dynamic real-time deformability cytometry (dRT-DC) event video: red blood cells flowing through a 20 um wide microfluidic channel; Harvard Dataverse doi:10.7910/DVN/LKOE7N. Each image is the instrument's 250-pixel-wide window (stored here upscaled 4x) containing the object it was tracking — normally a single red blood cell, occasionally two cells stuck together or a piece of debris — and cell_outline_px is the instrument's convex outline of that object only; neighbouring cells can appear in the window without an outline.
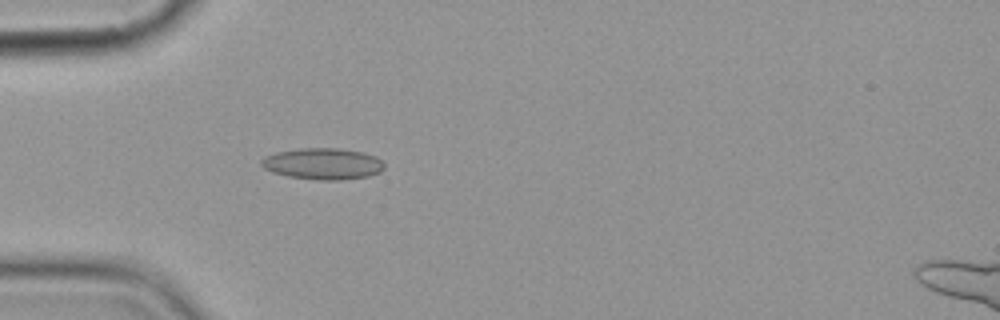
{"species": "common noctule bat (a hibernating species)", "species_latin": "Nyctalus noctula", "temperature_condition": "cold", "stored_images_in_passage": 3, "camera_frame_rate_fps": 3000, "um_per_image_px": 0.085, "animal": {"sex": "female", "body_mass_g": 19.9}, "frame": {"image": 1, "passage_image": 3, "time_ms": 2.333, "image_size_px": [1000, 320], "cell_outline_px": [[384, 168], [380, 172], [368, 176], [340, 180], [320, 180], [288, 176], [272, 172], [264, 168], [260, 164], [260, 160], [264, 156], [276, 152], [300, 148], [336, 148], [360, 152], [376, 156], [384, 164]], "centroid_in_image_um": [27.41, 13.92], "position_along_channel_um": 57.6, "area_um2": 22.43}}